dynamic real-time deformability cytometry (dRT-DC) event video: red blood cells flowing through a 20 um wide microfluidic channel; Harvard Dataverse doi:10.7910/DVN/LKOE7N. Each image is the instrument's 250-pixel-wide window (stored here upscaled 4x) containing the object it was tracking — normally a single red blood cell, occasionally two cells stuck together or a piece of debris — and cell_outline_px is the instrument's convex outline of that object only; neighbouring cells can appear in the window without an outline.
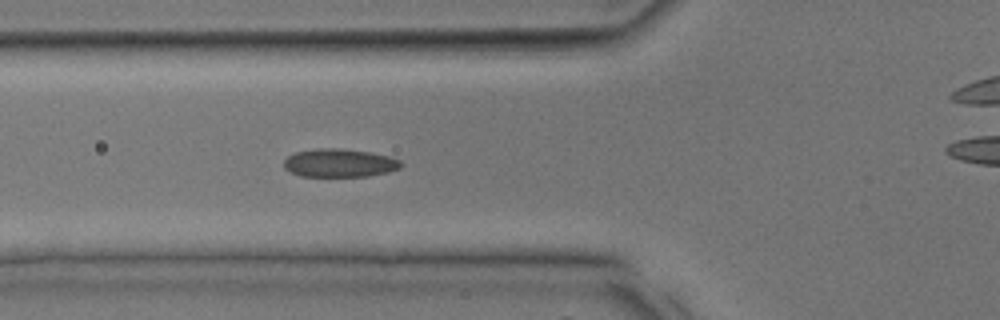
{"species": "common noctule bat (a hibernating species)", "species_latin": "Nyctalus noctula", "temperature_condition": "room temperature", "stored_images_in_passage": 32, "camera_frame_rate_fps": 3000, "um_per_image_px": 0.085, "animal": {"sex": "male", "body_mass_g": 17.9, "forearm_length_mm": 54.2}, "frame": {"image": 1, "passage_image": 12, "time_ms": 3.667, "image_size_px": [1000, 320], "cell_outline_px": [[404, 164], [400, 168], [388, 172], [368, 176], [300, 176], [284, 168], [284, 160], [288, 156], [296, 152], [316, 148], [340, 148], [372, 152], [388, 156], [400, 160]], "centroid_in_image_um": [28.88, 13.84], "position_along_channel_um": 96.9, "area_um2": 19.36}}
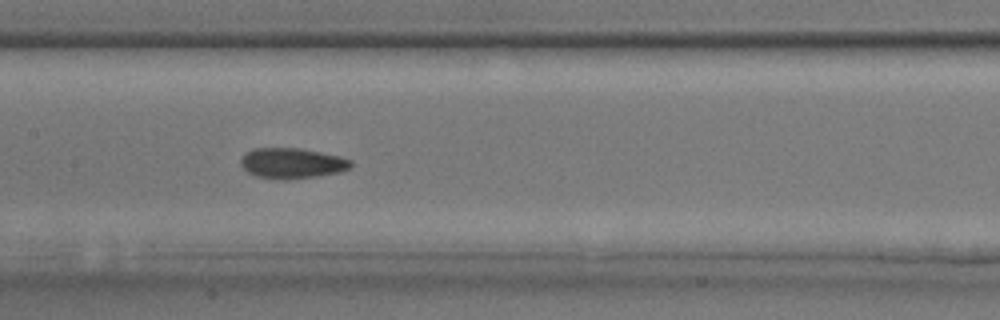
{"frame": {"image": 2, "passage_image": 16, "time_ms": 5.0, "image_size_px": [1000, 320], "cell_outline_px": [[352, 168], [340, 172], [316, 176], [256, 176], [248, 172], [240, 164], [240, 160], [244, 152], [252, 148], [300, 148], [340, 156], [352, 160]], "centroid_in_image_um": [24.84, 13.81], "position_along_channel_um": 182.6, "area_um2": 18.84}}
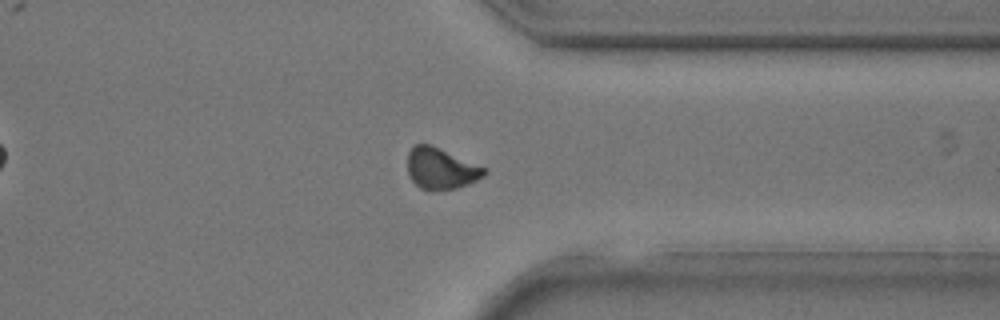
{"frame": {"image": 3, "passage_image": 25, "time_ms": 8.0, "image_size_px": [1000, 320], "cell_outline_px": [[488, 172], [484, 176], [468, 184], [456, 188], [432, 192], [420, 188], [408, 176], [408, 152], [416, 144], [432, 144], [488, 168]], "centroid_in_image_um": [37.5, 14.33], "position_along_channel_um": 373.9, "area_um2": 18.84}}